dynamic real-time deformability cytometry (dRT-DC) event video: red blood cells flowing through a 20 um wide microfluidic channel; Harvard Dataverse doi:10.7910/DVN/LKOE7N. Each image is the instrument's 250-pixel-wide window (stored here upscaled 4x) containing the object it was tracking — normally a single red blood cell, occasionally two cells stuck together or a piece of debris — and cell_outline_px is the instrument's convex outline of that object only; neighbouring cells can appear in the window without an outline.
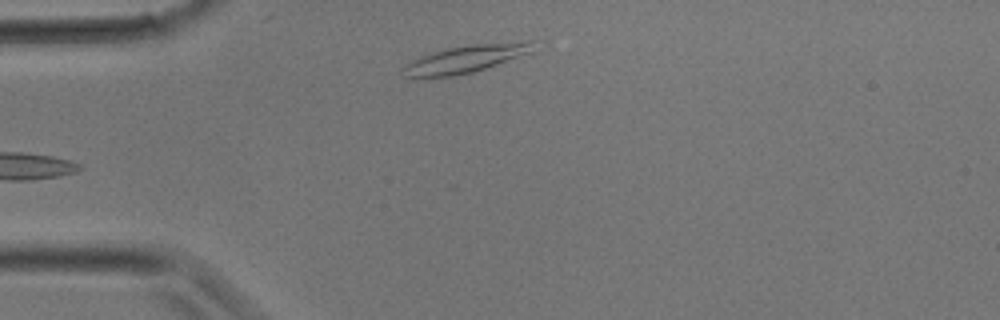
{"species": "common noctule bat (a hibernating species)", "species_latin": "Nyctalus noctula", "temperature_condition": "room temperature", "stored_images_in_passage": 22, "camera_frame_rate_fps": 3000, "um_per_image_px": 0.085, "animal": {"sex": "male", "body_mass_g": 17.9}, "frame": {"image": 1, "passage_image": 1, "time_ms": 0.0, "image_size_px": [1000, 320], "cell_outline_px": [[532, 52], [472, 72], [452, 76], [408, 76], [404, 68], [408, 64], [424, 56], [448, 48], [472, 44], [528, 40], [532, 40]], "centroid_in_image_um": [39.72, 4.97], "position_along_channel_um": 45.3, "area_um2": 19.83}}
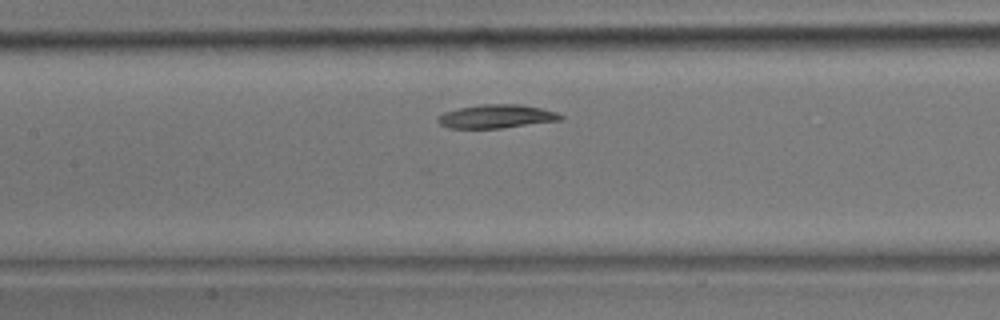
{"frame": {"image": 2, "passage_image": 8, "time_ms": 2.333, "image_size_px": [1000, 320], "cell_outline_px": [[564, 120], [504, 128], [448, 128], [440, 124], [436, 120], [436, 116], [444, 112], [460, 108], [480, 104], [520, 104], [540, 108], [556, 112], [564, 116]], "centroid_in_image_um": [42.21, 9.9], "position_along_channel_um": 165.2, "area_um2": 17.05}}
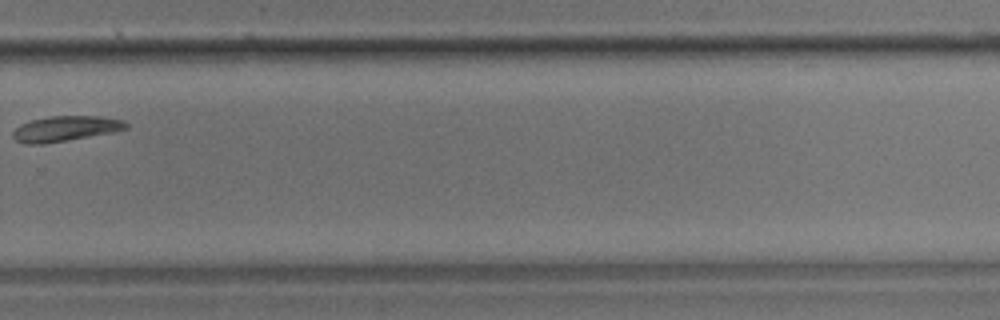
{"frame": {"image": 3, "passage_image": 16, "time_ms": 5.0, "image_size_px": [1000, 320], "cell_outline_px": [[128, 128], [112, 132], [44, 144], [28, 144], [16, 140], [12, 136], [12, 132], [20, 124], [32, 120], [48, 116], [100, 116], [124, 120], [128, 124]], "centroid_in_image_um": [5.55, 10.92], "position_along_channel_um": 324.2, "area_um2": 16.59}}